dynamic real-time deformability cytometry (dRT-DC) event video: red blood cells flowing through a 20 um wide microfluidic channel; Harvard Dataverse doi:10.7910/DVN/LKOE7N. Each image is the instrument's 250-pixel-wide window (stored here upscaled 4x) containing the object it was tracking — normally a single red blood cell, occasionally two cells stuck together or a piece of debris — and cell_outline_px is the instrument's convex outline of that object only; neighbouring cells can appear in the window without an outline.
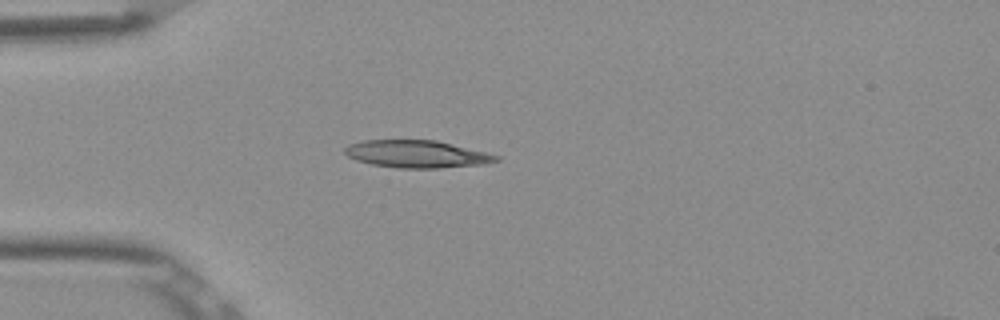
{"species": "Egyptian fruit bat (a non-hibernating species)", "species_latin": "Rousettus aegyptiacus", "temperature_condition": "room temperature", "stored_images_in_passage": 4, "camera_frame_rate_fps": 3000, "um_per_image_px": 0.085, "frame": {"image": 1, "passage_image": 3, "time_ms": 0.667, "image_size_px": [1000, 320], "cell_outline_px": [[500, 160], [484, 164], [440, 168], [396, 168], [372, 164], [356, 160], [348, 156], [344, 152], [344, 148], [348, 144], [360, 140], [436, 140], [500, 156]], "centroid_in_image_um": [35.39, 13.09], "position_along_channel_um": 49.6, "area_um2": 24.16}}